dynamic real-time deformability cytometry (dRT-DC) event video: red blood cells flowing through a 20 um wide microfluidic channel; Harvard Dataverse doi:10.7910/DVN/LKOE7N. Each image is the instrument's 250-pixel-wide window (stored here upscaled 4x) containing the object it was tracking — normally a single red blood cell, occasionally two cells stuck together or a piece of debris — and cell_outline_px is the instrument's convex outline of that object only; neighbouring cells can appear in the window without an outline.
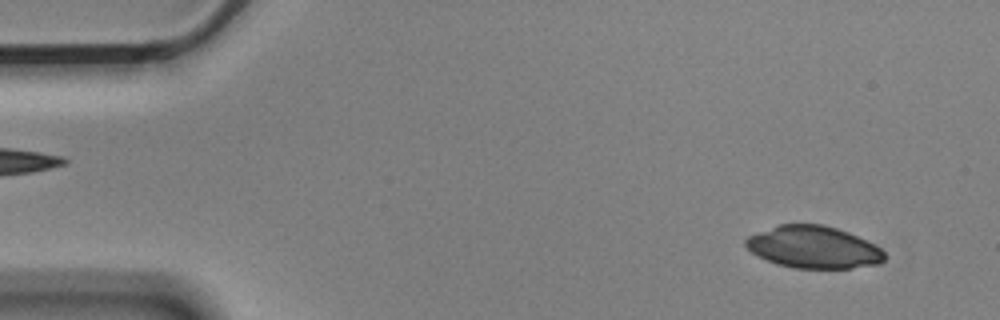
{"species": "Egyptian fruit bat (a non-hibernating species)", "species_latin": "Rousettus aegyptiacus", "temperature_condition": "cold", "stored_images_in_passage": 52, "camera_frame_rate_fps": 3000, "um_per_image_px": 0.085, "animal": {"sex": "male"}, "frame": {"image": 1, "passage_image": 1, "time_ms": 0.0, "image_size_px": [1000, 320], "cell_outline_px": [[884, 260], [880, 264], [852, 268], [792, 268], [776, 264], [752, 252], [744, 244], [744, 240], [748, 236], [780, 224], [820, 224], [836, 228], [848, 232], [880, 248], [884, 252]], "centroid_in_image_um": [69.14, 21.02], "position_along_channel_um": 15.9, "area_um2": 33.81}}